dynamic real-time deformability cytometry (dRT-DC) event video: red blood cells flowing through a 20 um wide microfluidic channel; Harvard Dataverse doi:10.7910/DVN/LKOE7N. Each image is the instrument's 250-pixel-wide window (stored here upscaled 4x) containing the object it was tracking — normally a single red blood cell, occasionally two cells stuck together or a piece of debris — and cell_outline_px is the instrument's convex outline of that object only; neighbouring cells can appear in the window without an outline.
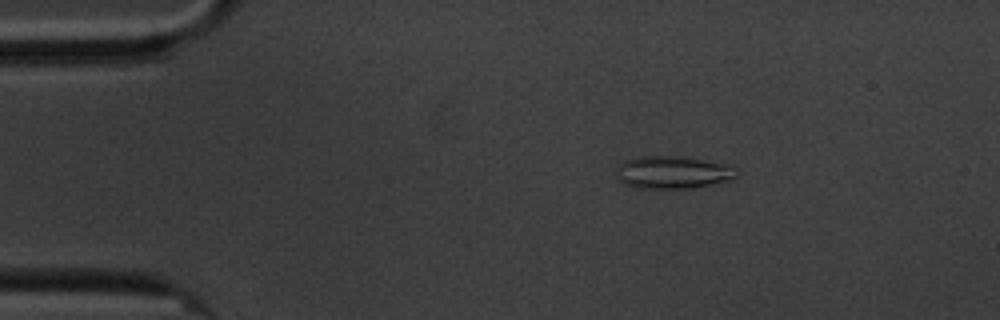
{"species": "common noctule bat (a hibernating species)", "species_latin": "Nyctalus noctula", "temperature_condition": "cold", "stored_images_in_passage": 58, "camera_frame_rate_fps": 3000, "um_per_image_px": 0.085, "animal": {"sex": "male", "body_mass_g": 20.1, "forearm_length_mm": 53.5}, "frame": {"image": 1, "passage_image": 9, "time_ms": 2.667, "image_size_px": [1000, 320], "cell_outline_px": [[740, 172], [736, 176], [728, 180], [712, 184], [692, 188], [636, 188], [624, 184], [620, 180], [616, 172], [616, 168], [624, 160], [644, 156], [676, 156], [728, 164], [736, 168]], "centroid_in_image_um": [57.19, 14.65], "position_along_channel_um": 27.8, "area_um2": 22.77}}
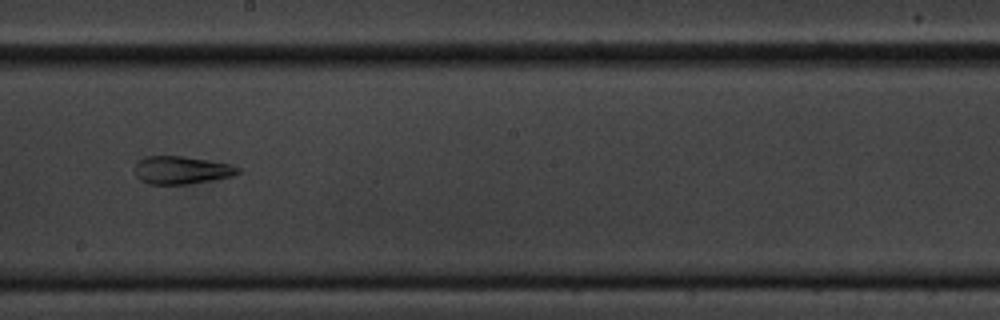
{"frame": {"image": 2, "passage_image": 32, "time_ms": 10.333, "image_size_px": [1000, 320], "cell_outline_px": [[240, 172], [232, 176], [212, 180], [184, 184], [148, 184], [140, 180], [136, 176], [136, 164], [144, 156], [180, 156], [232, 164], [240, 168]], "centroid_in_image_um": [15.43, 14.46], "position_along_channel_um": 232.8, "area_um2": 16.59}}
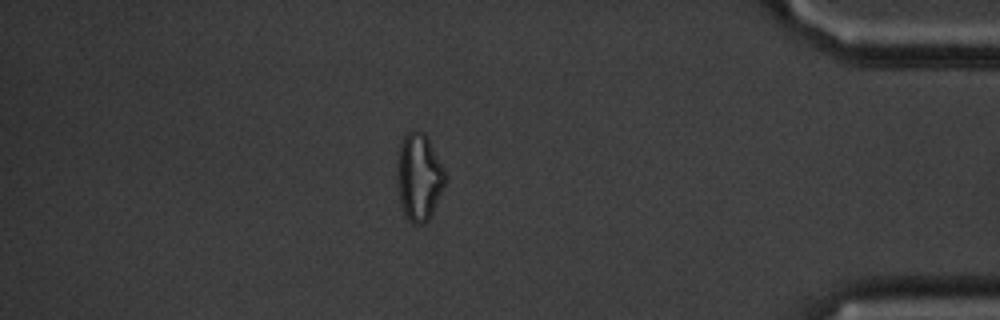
{"frame": {"image": 3, "passage_image": 50, "time_ms": 16.333, "image_size_px": [1000, 320], "cell_outline_px": [[448, 180], [428, 220], [424, 224], [412, 224], [408, 220], [404, 212], [400, 200], [396, 184], [396, 164], [400, 144], [404, 136], [408, 132], [416, 128], [424, 132], [428, 136], [448, 176]], "centroid_in_image_um": [35.62, 15.01], "position_along_channel_um": 399.6, "area_um2": 25.09}, "authors_computed_cell_mechanics": {"area_um2": 21.2126, "velocity_mm_per_s": 3.4, "shape_relaxation_time_tau1_ms": null, "shape_relaxation_time_tau2_ms": 4.058, "deformation_change_tau1": null, "deformation_change_tau2": 0.1282}}